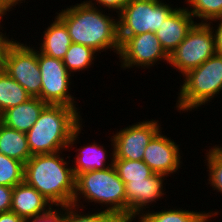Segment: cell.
<instances>
[{"label":"cell","instance_id":"cell-1","mask_svg":"<svg viewBox=\"0 0 222 222\" xmlns=\"http://www.w3.org/2000/svg\"><path fill=\"white\" fill-rule=\"evenodd\" d=\"M101 10L84 0L55 14L67 27L72 43L85 45L100 54L111 49L118 55V16Z\"/></svg>","mask_w":222,"mask_h":222},{"label":"cell","instance_id":"cell-2","mask_svg":"<svg viewBox=\"0 0 222 222\" xmlns=\"http://www.w3.org/2000/svg\"><path fill=\"white\" fill-rule=\"evenodd\" d=\"M78 110L80 109L64 105L47 104L26 133L31 155L72 149L79 140L82 128L85 127Z\"/></svg>","mask_w":222,"mask_h":222},{"label":"cell","instance_id":"cell-3","mask_svg":"<svg viewBox=\"0 0 222 222\" xmlns=\"http://www.w3.org/2000/svg\"><path fill=\"white\" fill-rule=\"evenodd\" d=\"M62 153L33 155L24 164V181L55 207L72 204L75 195L76 178Z\"/></svg>","mask_w":222,"mask_h":222},{"label":"cell","instance_id":"cell-4","mask_svg":"<svg viewBox=\"0 0 222 222\" xmlns=\"http://www.w3.org/2000/svg\"><path fill=\"white\" fill-rule=\"evenodd\" d=\"M81 198H84L83 201L86 203L87 201L98 203L101 205L100 210L105 207L104 210L119 215L127 222L125 184L118 176L114 165L104 170H92L79 174L75 180V195L72 204L84 209L87 205L82 204Z\"/></svg>","mask_w":222,"mask_h":222},{"label":"cell","instance_id":"cell-5","mask_svg":"<svg viewBox=\"0 0 222 222\" xmlns=\"http://www.w3.org/2000/svg\"><path fill=\"white\" fill-rule=\"evenodd\" d=\"M183 79L176 110L183 113L208 105L220 92L222 94V55L216 53L199 67L189 70Z\"/></svg>","mask_w":222,"mask_h":222},{"label":"cell","instance_id":"cell-6","mask_svg":"<svg viewBox=\"0 0 222 222\" xmlns=\"http://www.w3.org/2000/svg\"><path fill=\"white\" fill-rule=\"evenodd\" d=\"M176 8L163 0H129L117 15L119 38L155 33Z\"/></svg>","mask_w":222,"mask_h":222},{"label":"cell","instance_id":"cell-7","mask_svg":"<svg viewBox=\"0 0 222 222\" xmlns=\"http://www.w3.org/2000/svg\"><path fill=\"white\" fill-rule=\"evenodd\" d=\"M14 40L10 38L4 47L1 68L32 97L40 98L41 75L38 49Z\"/></svg>","mask_w":222,"mask_h":222},{"label":"cell","instance_id":"cell-8","mask_svg":"<svg viewBox=\"0 0 222 222\" xmlns=\"http://www.w3.org/2000/svg\"><path fill=\"white\" fill-rule=\"evenodd\" d=\"M216 43L209 23H195L186 38L169 54V65L185 75L215 55Z\"/></svg>","mask_w":222,"mask_h":222},{"label":"cell","instance_id":"cell-9","mask_svg":"<svg viewBox=\"0 0 222 222\" xmlns=\"http://www.w3.org/2000/svg\"><path fill=\"white\" fill-rule=\"evenodd\" d=\"M38 63L41 75L40 99L46 104L77 108L76 98L70 93L73 75L67 71L62 60L38 50Z\"/></svg>","mask_w":222,"mask_h":222},{"label":"cell","instance_id":"cell-10","mask_svg":"<svg viewBox=\"0 0 222 222\" xmlns=\"http://www.w3.org/2000/svg\"><path fill=\"white\" fill-rule=\"evenodd\" d=\"M120 67L125 69L138 68L150 69L160 61L168 65L169 55L162 48L159 39L154 32H146L129 38H119ZM159 62V63H158ZM136 66V67H135Z\"/></svg>","mask_w":222,"mask_h":222},{"label":"cell","instance_id":"cell-11","mask_svg":"<svg viewBox=\"0 0 222 222\" xmlns=\"http://www.w3.org/2000/svg\"><path fill=\"white\" fill-rule=\"evenodd\" d=\"M160 126L162 125L158 120L147 119L113 133L114 159L142 161L146 146L162 128Z\"/></svg>","mask_w":222,"mask_h":222},{"label":"cell","instance_id":"cell-12","mask_svg":"<svg viewBox=\"0 0 222 222\" xmlns=\"http://www.w3.org/2000/svg\"><path fill=\"white\" fill-rule=\"evenodd\" d=\"M180 145L174 140L162 134L160 129L146 146L143 161L154 173L168 177L181 168L183 154L180 153Z\"/></svg>","mask_w":222,"mask_h":222},{"label":"cell","instance_id":"cell-13","mask_svg":"<svg viewBox=\"0 0 222 222\" xmlns=\"http://www.w3.org/2000/svg\"><path fill=\"white\" fill-rule=\"evenodd\" d=\"M166 176L154 173L152 176L125 184L127 200V222H135L136 217L150 210L151 204L164 198L163 183ZM159 199V200H158ZM135 218V219H134Z\"/></svg>","mask_w":222,"mask_h":222},{"label":"cell","instance_id":"cell-14","mask_svg":"<svg viewBox=\"0 0 222 222\" xmlns=\"http://www.w3.org/2000/svg\"><path fill=\"white\" fill-rule=\"evenodd\" d=\"M197 23L192 15L184 8H177L163 21L155 32L162 48L169 55L186 38L187 33Z\"/></svg>","mask_w":222,"mask_h":222},{"label":"cell","instance_id":"cell-15","mask_svg":"<svg viewBox=\"0 0 222 222\" xmlns=\"http://www.w3.org/2000/svg\"><path fill=\"white\" fill-rule=\"evenodd\" d=\"M53 205L25 181L13 187L11 211L27 218L46 213Z\"/></svg>","mask_w":222,"mask_h":222},{"label":"cell","instance_id":"cell-16","mask_svg":"<svg viewBox=\"0 0 222 222\" xmlns=\"http://www.w3.org/2000/svg\"><path fill=\"white\" fill-rule=\"evenodd\" d=\"M46 105L40 98L32 97L28 101L4 111L0 115V122L9 128L27 133Z\"/></svg>","mask_w":222,"mask_h":222},{"label":"cell","instance_id":"cell-17","mask_svg":"<svg viewBox=\"0 0 222 222\" xmlns=\"http://www.w3.org/2000/svg\"><path fill=\"white\" fill-rule=\"evenodd\" d=\"M109 138H111L109 141H111V149L113 150L112 153L109 152V154H112V157L108 156V152L105 150V146L103 144H98L95 141L91 142V144L87 143L86 145L80 146V148L76 149L78 154L75 156V160L73 162L75 164H71L75 178L83 172L104 170L113 165L114 141L112 137ZM108 157L111 158V162L109 160L106 162Z\"/></svg>","mask_w":222,"mask_h":222},{"label":"cell","instance_id":"cell-18","mask_svg":"<svg viewBox=\"0 0 222 222\" xmlns=\"http://www.w3.org/2000/svg\"><path fill=\"white\" fill-rule=\"evenodd\" d=\"M49 24L43 31V39L37 49L42 54L62 60L72 44L71 37L65 24L57 16Z\"/></svg>","mask_w":222,"mask_h":222},{"label":"cell","instance_id":"cell-19","mask_svg":"<svg viewBox=\"0 0 222 222\" xmlns=\"http://www.w3.org/2000/svg\"><path fill=\"white\" fill-rule=\"evenodd\" d=\"M220 212L218 211H189L176 208L175 209H162L161 211L154 210H146L145 213H141L136 218L138 222H210V218H214V216H218Z\"/></svg>","mask_w":222,"mask_h":222},{"label":"cell","instance_id":"cell-20","mask_svg":"<svg viewBox=\"0 0 222 222\" xmlns=\"http://www.w3.org/2000/svg\"><path fill=\"white\" fill-rule=\"evenodd\" d=\"M0 152L26 163L31 157L26 133L9 128L0 122Z\"/></svg>","mask_w":222,"mask_h":222},{"label":"cell","instance_id":"cell-21","mask_svg":"<svg viewBox=\"0 0 222 222\" xmlns=\"http://www.w3.org/2000/svg\"><path fill=\"white\" fill-rule=\"evenodd\" d=\"M32 96L0 68V115L7 109L28 101Z\"/></svg>","mask_w":222,"mask_h":222},{"label":"cell","instance_id":"cell-22","mask_svg":"<svg viewBox=\"0 0 222 222\" xmlns=\"http://www.w3.org/2000/svg\"><path fill=\"white\" fill-rule=\"evenodd\" d=\"M96 54V55H95ZM99 55L94 49L82 44L72 43L68 48L62 62L67 71L73 76L74 73L84 71L94 64L96 56Z\"/></svg>","mask_w":222,"mask_h":222},{"label":"cell","instance_id":"cell-23","mask_svg":"<svg viewBox=\"0 0 222 222\" xmlns=\"http://www.w3.org/2000/svg\"><path fill=\"white\" fill-rule=\"evenodd\" d=\"M79 206L70 204L63 206V222H126L119 215L106 210L80 213ZM85 213V214H84Z\"/></svg>","mask_w":222,"mask_h":222},{"label":"cell","instance_id":"cell-24","mask_svg":"<svg viewBox=\"0 0 222 222\" xmlns=\"http://www.w3.org/2000/svg\"><path fill=\"white\" fill-rule=\"evenodd\" d=\"M113 162L118 176L124 184L130 181L144 180L154 174L143 160L113 159Z\"/></svg>","mask_w":222,"mask_h":222},{"label":"cell","instance_id":"cell-25","mask_svg":"<svg viewBox=\"0 0 222 222\" xmlns=\"http://www.w3.org/2000/svg\"><path fill=\"white\" fill-rule=\"evenodd\" d=\"M184 2L187 4L184 8L193 18L196 17L195 20H201L200 23H209L222 17V0H185Z\"/></svg>","mask_w":222,"mask_h":222},{"label":"cell","instance_id":"cell-26","mask_svg":"<svg viewBox=\"0 0 222 222\" xmlns=\"http://www.w3.org/2000/svg\"><path fill=\"white\" fill-rule=\"evenodd\" d=\"M24 181V163L0 152V185L15 187Z\"/></svg>","mask_w":222,"mask_h":222},{"label":"cell","instance_id":"cell-27","mask_svg":"<svg viewBox=\"0 0 222 222\" xmlns=\"http://www.w3.org/2000/svg\"><path fill=\"white\" fill-rule=\"evenodd\" d=\"M215 145L207 150L204 161L208 171L207 183L213 190L222 193V146ZM222 195V194H221Z\"/></svg>","mask_w":222,"mask_h":222},{"label":"cell","instance_id":"cell-28","mask_svg":"<svg viewBox=\"0 0 222 222\" xmlns=\"http://www.w3.org/2000/svg\"><path fill=\"white\" fill-rule=\"evenodd\" d=\"M25 222H63V206H53L46 213L27 218Z\"/></svg>","mask_w":222,"mask_h":222},{"label":"cell","instance_id":"cell-29","mask_svg":"<svg viewBox=\"0 0 222 222\" xmlns=\"http://www.w3.org/2000/svg\"><path fill=\"white\" fill-rule=\"evenodd\" d=\"M89 1L93 6L105 9L108 11H116L117 15L120 13L122 8L129 2V0H86ZM95 1V2H94ZM103 8H102V7Z\"/></svg>","mask_w":222,"mask_h":222},{"label":"cell","instance_id":"cell-30","mask_svg":"<svg viewBox=\"0 0 222 222\" xmlns=\"http://www.w3.org/2000/svg\"><path fill=\"white\" fill-rule=\"evenodd\" d=\"M12 193L13 187L0 185V213L11 210Z\"/></svg>","mask_w":222,"mask_h":222},{"label":"cell","instance_id":"cell-31","mask_svg":"<svg viewBox=\"0 0 222 222\" xmlns=\"http://www.w3.org/2000/svg\"><path fill=\"white\" fill-rule=\"evenodd\" d=\"M213 22H215V23L218 22V23H216L218 25L213 24ZM209 24L211 26L214 25V27L212 26V29H213V32L215 35L216 52H217V54L222 55V17L210 21Z\"/></svg>","mask_w":222,"mask_h":222},{"label":"cell","instance_id":"cell-32","mask_svg":"<svg viewBox=\"0 0 222 222\" xmlns=\"http://www.w3.org/2000/svg\"><path fill=\"white\" fill-rule=\"evenodd\" d=\"M22 1L25 2V0H0V13H9L16 8V5L19 6V4L23 3Z\"/></svg>","mask_w":222,"mask_h":222},{"label":"cell","instance_id":"cell-33","mask_svg":"<svg viewBox=\"0 0 222 222\" xmlns=\"http://www.w3.org/2000/svg\"><path fill=\"white\" fill-rule=\"evenodd\" d=\"M0 222H25V220L10 210L0 213Z\"/></svg>","mask_w":222,"mask_h":222},{"label":"cell","instance_id":"cell-34","mask_svg":"<svg viewBox=\"0 0 222 222\" xmlns=\"http://www.w3.org/2000/svg\"><path fill=\"white\" fill-rule=\"evenodd\" d=\"M6 13H0V31L2 30V28H4L2 25H1V20L4 19L3 17H5ZM9 37L6 36V33H2L0 32V68H1V61H2V53H3V50H4V47L6 45V43L9 41Z\"/></svg>","mask_w":222,"mask_h":222}]
</instances>
